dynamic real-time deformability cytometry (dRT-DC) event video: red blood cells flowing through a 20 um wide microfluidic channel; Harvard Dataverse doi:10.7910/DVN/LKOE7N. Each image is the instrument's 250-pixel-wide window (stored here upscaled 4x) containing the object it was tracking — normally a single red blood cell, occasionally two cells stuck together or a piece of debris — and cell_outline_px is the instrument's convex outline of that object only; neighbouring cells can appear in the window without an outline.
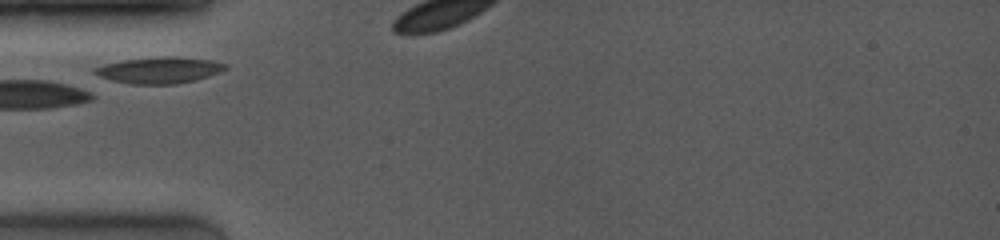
{"species": "common noctule bat (a hibernating species)", "species_latin": "Nyctalus noctula", "temperature_condition": "room temperature", "stored_images_in_passage": 7, "camera_frame_rate_fps": 4000, "um_per_image_px": 0.085, "animal": {"sex": "female", "body_mass_g": 19.0, "forearm_length_mm": 53.3}, "frame": {"image": 1, "passage_image": 1, "time_ms": 0.0, "image_size_px": [1000, 240], "cell_outline_px": [[228, 68], [220, 72], [208, 76], [176, 84], [132, 84], [112, 80], [100, 76], [92, 72], [92, 68], [124, 60], [160, 56], [176, 56], [212, 60], [228, 64]], "centroid_in_image_um": [13.58, 5.95], "position_along_channel_um": 71.4, "area_um2": 19.94}}